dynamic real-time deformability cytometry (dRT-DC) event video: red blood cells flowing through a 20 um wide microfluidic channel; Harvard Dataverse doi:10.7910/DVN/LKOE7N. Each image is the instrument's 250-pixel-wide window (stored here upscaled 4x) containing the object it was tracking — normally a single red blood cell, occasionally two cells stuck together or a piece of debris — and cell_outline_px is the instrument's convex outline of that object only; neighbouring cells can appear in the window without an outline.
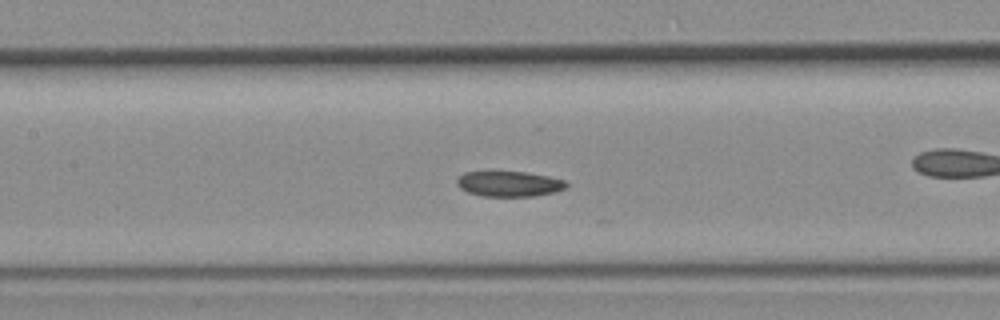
{"species": "common noctule bat (a hibernating species)", "species_latin": "Nyctalus noctula", "temperature_condition": "room temperature", "stored_images_in_passage": 37, "camera_frame_rate_fps": 3000, "um_per_image_px": 0.085, "animal": {"sex": "female", "body_mass_g": 19.3, "forearm_length_mm": 54.1}, "frame": {"image": 1, "passage_image": 11, "time_ms": 3.333, "image_size_px": [1000, 320], "cell_outline_px": [[568, 188], [552, 192], [532, 196], [480, 196], [468, 192], [460, 188], [456, 184], [456, 180], [464, 172], [528, 172], [548, 176], [564, 180], [568, 184]], "centroid_in_image_um": [43.27, 15.63], "position_along_channel_um": 164.1, "area_um2": 16.13}}
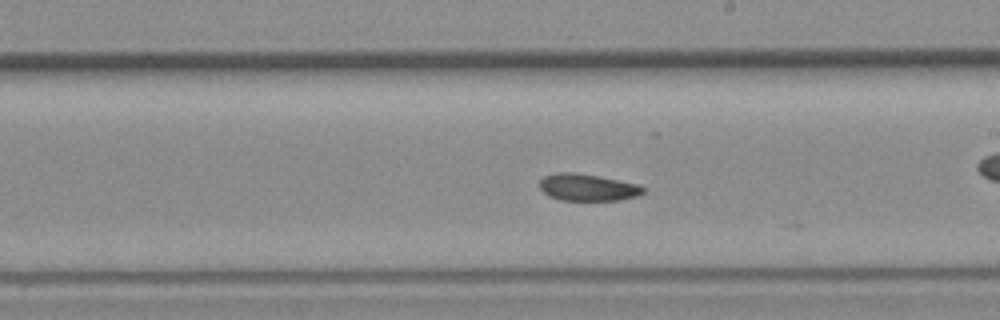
{"frame": {"image": 2, "passage_image": 16, "time_ms": 5.0, "image_size_px": [1000, 320], "cell_outline_px": [[644, 192], [640, 196], [620, 200], [560, 200], [548, 196], [540, 188], [540, 180], [544, 176], [556, 172], [576, 172], [640, 184], [644, 188]], "centroid_in_image_um": [49.96, 15.93], "position_along_channel_um": 239.0, "area_um2": 16.42}}